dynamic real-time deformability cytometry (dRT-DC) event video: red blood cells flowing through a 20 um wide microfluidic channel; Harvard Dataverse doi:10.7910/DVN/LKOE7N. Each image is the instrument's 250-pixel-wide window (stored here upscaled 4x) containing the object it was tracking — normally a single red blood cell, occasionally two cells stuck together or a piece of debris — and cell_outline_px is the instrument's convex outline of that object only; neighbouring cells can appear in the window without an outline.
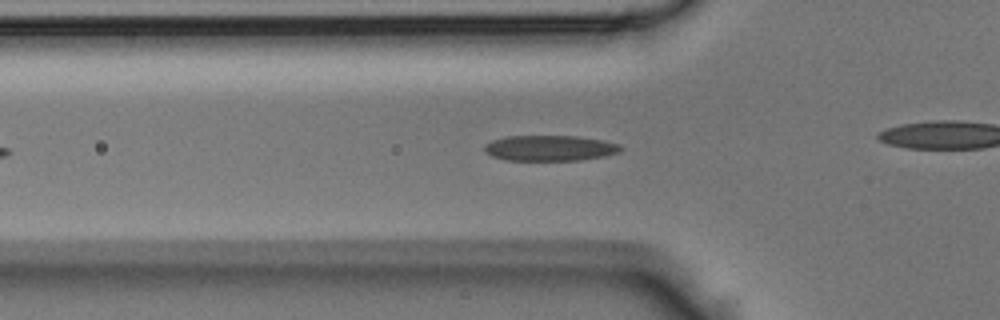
{"species": "Egyptian fruit bat (a non-hibernating species)", "species_latin": "Rousettus aegyptiacus", "temperature_condition": "room temperature", "stored_images_in_passage": 30, "camera_frame_rate_fps": 3000, "um_per_image_px": 0.085, "animal": {"sex": "male"}, "frame": {"image": 1, "passage_image": 8, "time_ms": 2.333, "image_size_px": [1000, 320], "cell_outline_px": [[624, 148], [620, 152], [604, 156], [580, 160], [504, 160], [492, 156], [484, 152], [484, 144], [492, 140], [504, 136], [576, 136], [600, 140], [620, 144]], "centroid_in_image_um": [46.71, 12.59], "position_along_channel_um": 79.1, "area_um2": 20.4}}
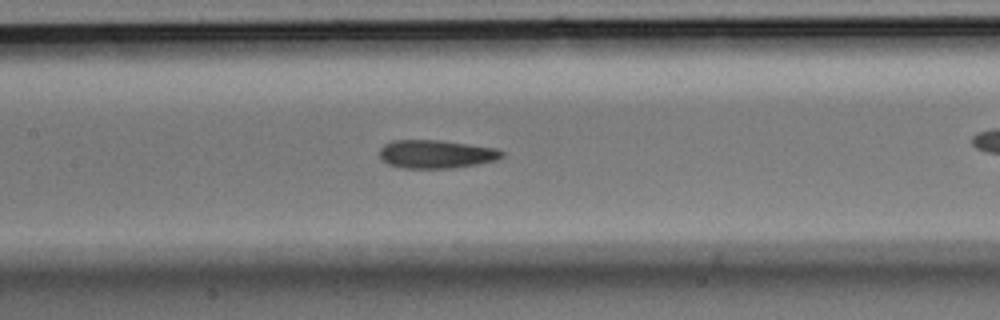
{"frame": {"image": 2, "passage_image": 14, "time_ms": 4.333, "image_size_px": [1000, 320], "cell_outline_px": [[504, 156], [496, 160], [476, 164], [452, 168], [404, 168], [388, 164], [380, 156], [380, 148], [384, 144], [392, 140], [440, 140], [496, 148], [504, 152]], "centroid_in_image_um": [37.07, 13.09], "position_along_channel_um": 170.3, "area_um2": 20.11}}
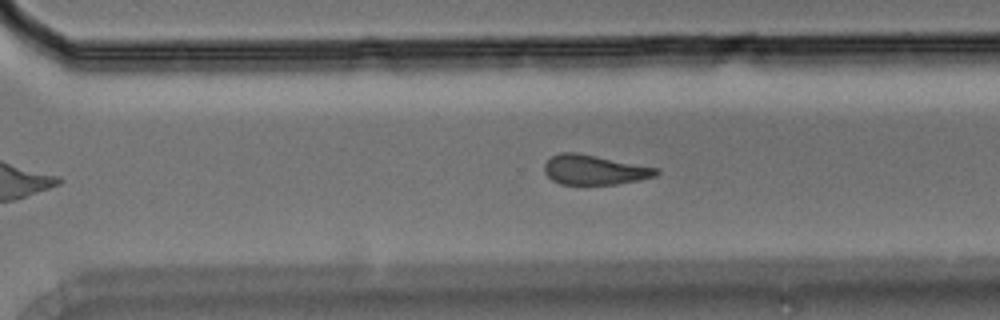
{"frame": {"image": 3, "passage_image": 24, "time_ms": 7.667, "image_size_px": [1000, 320], "cell_outline_px": [[660, 172], [656, 176], [640, 180], [616, 184], [560, 184], [552, 180], [544, 172], [544, 164], [552, 156], [560, 152], [576, 152], [660, 168]], "centroid_in_image_um": [50.54, 14.43], "position_along_channel_um": 320.1, "area_um2": 19.48}}